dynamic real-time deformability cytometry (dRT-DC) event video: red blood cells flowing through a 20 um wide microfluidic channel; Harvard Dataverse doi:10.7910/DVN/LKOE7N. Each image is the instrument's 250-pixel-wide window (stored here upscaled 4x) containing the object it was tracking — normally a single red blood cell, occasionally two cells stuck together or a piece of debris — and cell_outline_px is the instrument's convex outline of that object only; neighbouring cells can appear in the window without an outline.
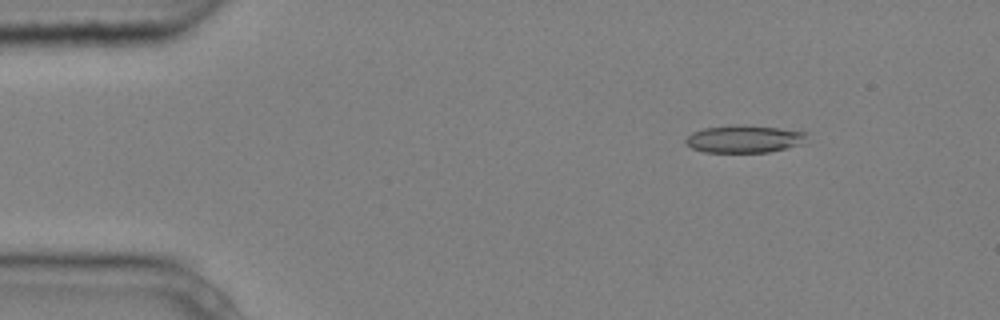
{"species": "common noctule bat (a hibernating species)", "species_latin": "Nyctalus noctula", "temperature_condition": "cold", "stored_images_in_passage": 8, "camera_frame_rate_fps": 3000, "um_per_image_px": 0.085, "animal": {"sex": "male", "body_mass_g": 20.4}, "frame": {"image": 1, "passage_image": 1, "time_ms": 0.0, "image_size_px": [1000, 320], "cell_outline_px": [[808, 132], [796, 144], [784, 148], [768, 152], [704, 152], [692, 148], [684, 140], [692, 132], [704, 128], [732, 124], [744, 124]], "centroid_in_image_um": [63.14, 11.79], "position_along_channel_um": 21.9, "area_um2": 19.02}}
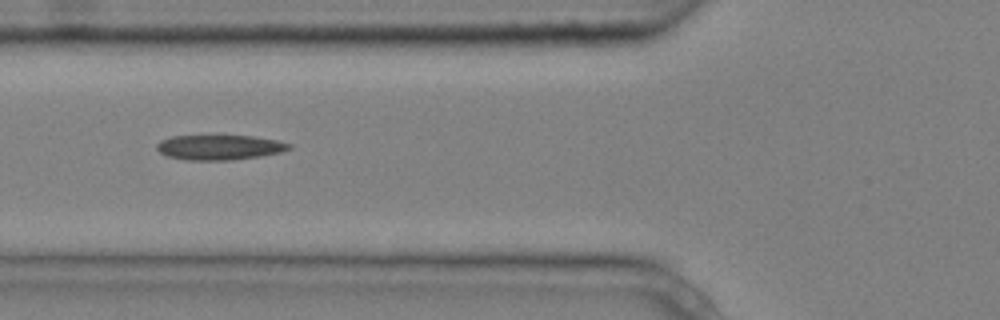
{"frame": {"image": 2, "passage_image": 4, "time_ms": 1.0, "image_size_px": [1000, 320], "cell_outline_px": [[292, 148], [284, 152], [260, 156], [232, 160], [184, 160], [168, 156], [160, 152], [156, 148], [156, 144], [160, 140], [172, 136], [252, 136], [276, 140], [292, 144]], "centroid_in_image_um": [18.67, 12.53], "position_along_channel_um": 107.1, "area_um2": 19.31}}
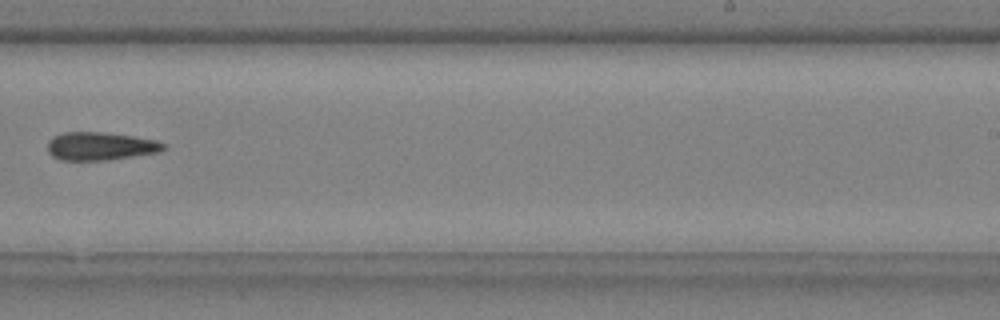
{"frame": {"image": 3, "passage_image": 8, "time_ms": 2.333, "image_size_px": [1000, 320], "cell_outline_px": [[168, 148], [160, 152], [108, 160], [60, 160], [52, 156], [48, 152], [48, 140], [52, 136], [64, 132], [104, 132], [132, 136], [156, 140], [168, 144]], "centroid_in_image_um": [8.56, 12.42], "position_along_channel_um": 280.4, "area_um2": 19.25}}